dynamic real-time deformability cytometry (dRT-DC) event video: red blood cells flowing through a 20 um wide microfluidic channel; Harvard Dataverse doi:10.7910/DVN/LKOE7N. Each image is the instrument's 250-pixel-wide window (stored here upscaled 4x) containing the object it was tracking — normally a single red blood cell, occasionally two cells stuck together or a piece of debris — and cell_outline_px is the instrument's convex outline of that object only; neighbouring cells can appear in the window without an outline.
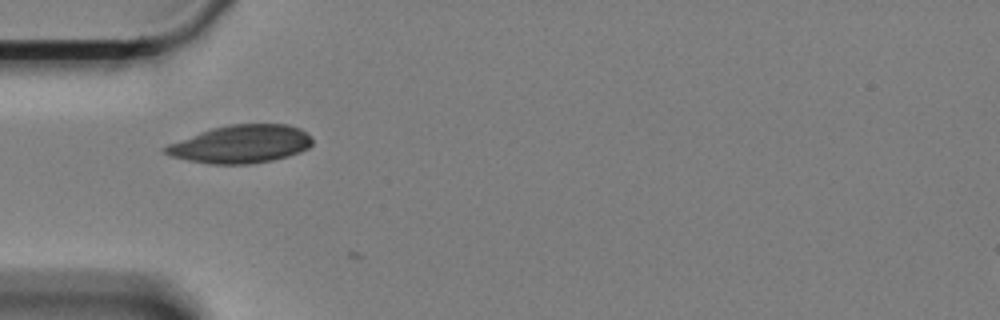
{"species": "Egyptian fruit bat (a non-hibernating species)", "species_latin": "Rousettus aegyptiacus", "temperature_condition": "cold", "stored_images_in_passage": 4, "camera_frame_rate_fps": 3000, "um_per_image_px": 0.085, "animal": {"sex": "female"}, "frame": {"image": 1, "passage_image": 3, "time_ms": 0.667, "image_size_px": [1000, 320], "cell_outline_px": [[312, 144], [308, 148], [300, 152], [288, 156], [272, 160], [248, 164], [208, 164], [168, 156], [160, 148], [168, 144], [200, 132], [212, 128], [228, 124], [288, 124], [300, 128], [308, 132], [312, 136]], "centroid_in_image_um": [20.48, 12.24], "position_along_channel_um": 64.5, "area_um2": 32.77}}